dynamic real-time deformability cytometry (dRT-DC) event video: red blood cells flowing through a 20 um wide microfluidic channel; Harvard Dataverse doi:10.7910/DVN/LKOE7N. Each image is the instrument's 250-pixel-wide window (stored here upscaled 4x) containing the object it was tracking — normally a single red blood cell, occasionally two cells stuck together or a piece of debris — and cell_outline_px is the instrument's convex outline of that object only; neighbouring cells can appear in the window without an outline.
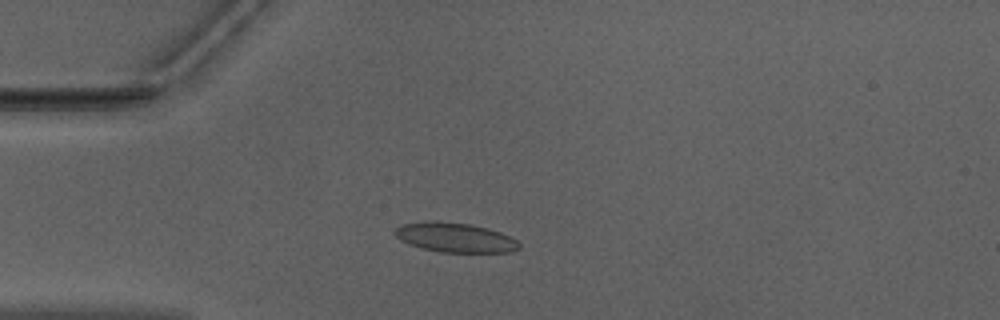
{"species": "Egyptian fruit bat (a non-hibernating species)", "species_latin": "Rousettus aegyptiacus", "temperature_condition": "warm", "stored_images_in_passage": 49, "camera_frame_rate_fps": 3000, "um_per_image_px": 0.085, "animal": {"sex": "male"}, "frame": {"image": 1, "passage_image": 11, "time_ms": 3.333, "image_size_px": [1000, 320], "cell_outline_px": [[520, 248], [512, 252], [440, 252], [424, 248], [400, 240], [392, 232], [396, 228], [404, 224], [432, 220], [436, 220], [468, 224], [488, 228], [500, 232], [516, 240], [520, 244]], "centroid_in_image_um": [38.69, 20.18], "position_along_channel_um": 46.3, "area_um2": 21.21}}
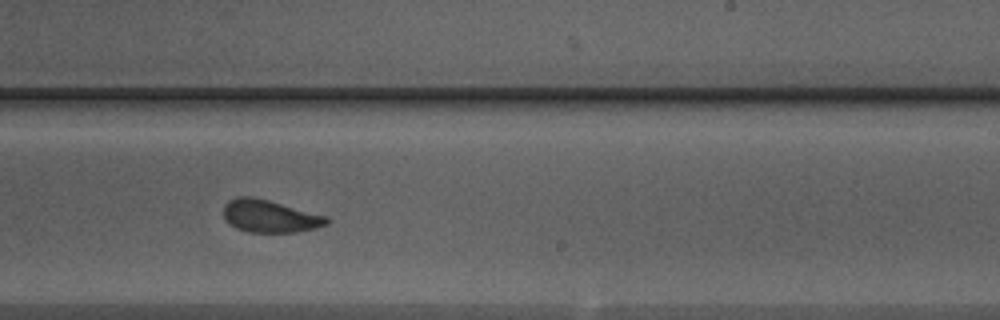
{"frame": {"image": 2, "passage_image": 29, "time_ms": 9.333, "image_size_px": [1000, 320], "cell_outline_px": [[332, 220], [328, 224], [316, 228], [296, 232], [248, 232], [236, 228], [224, 216], [224, 204], [228, 200], [236, 196], [252, 196], [268, 200], [328, 216]], "centroid_in_image_um": [22.97, 18.37], "position_along_channel_um": 266.0, "area_um2": 19.59}}
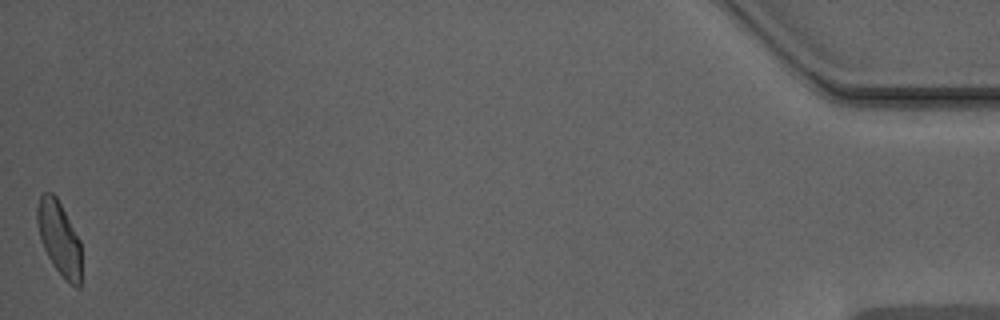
{"frame": {"image": 3, "passage_image": 49, "time_ms": 16.0, "image_size_px": [1000, 320], "cell_outline_px": [[80, 288], [76, 288], [64, 280], [48, 256], [44, 248], [40, 236], [36, 220], [36, 208], [40, 196], [44, 192], [52, 192], [56, 196], [80, 240]], "centroid_in_image_um": [5.02, 20.24], "position_along_channel_um": 430.2, "area_um2": 18.84}, "authors_computed_cell_mechanics": {"area_um2": 20.1144, "velocity_mm_per_s": 3.9571, "shape_relaxation_time_tau1_ms": 2.5455, "shape_relaxation_time_tau2_ms": 1.1553, "deformation_change_tau1": 0.093, "deformation_change_tau2": 0.0661}}